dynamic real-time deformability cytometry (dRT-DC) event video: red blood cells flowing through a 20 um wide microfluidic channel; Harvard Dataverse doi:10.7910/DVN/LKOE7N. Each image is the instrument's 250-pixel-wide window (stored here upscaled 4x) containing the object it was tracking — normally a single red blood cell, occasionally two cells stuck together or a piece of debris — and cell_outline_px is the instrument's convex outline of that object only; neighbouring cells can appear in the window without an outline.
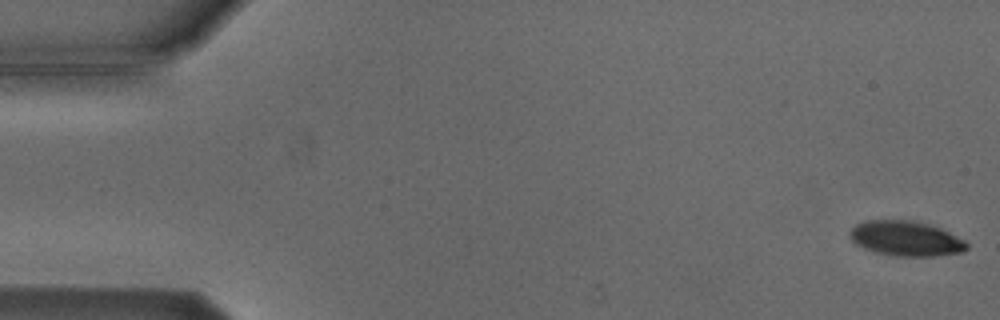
{"species": "Egyptian fruit bat (a non-hibernating species)", "species_latin": "Rousettus aegyptiacus", "temperature_condition": "cold", "stored_images_in_passage": 6, "camera_frame_rate_fps": 3000, "um_per_image_px": 0.085, "animal": {"sex": "male"}, "frame": {"image": 1, "passage_image": 1, "time_ms": 0.0, "image_size_px": [1000, 320], "cell_outline_px": [[968, 248], [964, 252], [932, 256], [892, 256], [876, 252], [864, 248], [856, 244], [852, 240], [852, 228], [856, 224], [868, 220], [912, 220], [928, 224], [940, 228], [964, 240], [968, 244]], "centroid_in_image_um": [77.03, 20.28], "position_along_channel_um": 8.0, "area_um2": 23.64}}